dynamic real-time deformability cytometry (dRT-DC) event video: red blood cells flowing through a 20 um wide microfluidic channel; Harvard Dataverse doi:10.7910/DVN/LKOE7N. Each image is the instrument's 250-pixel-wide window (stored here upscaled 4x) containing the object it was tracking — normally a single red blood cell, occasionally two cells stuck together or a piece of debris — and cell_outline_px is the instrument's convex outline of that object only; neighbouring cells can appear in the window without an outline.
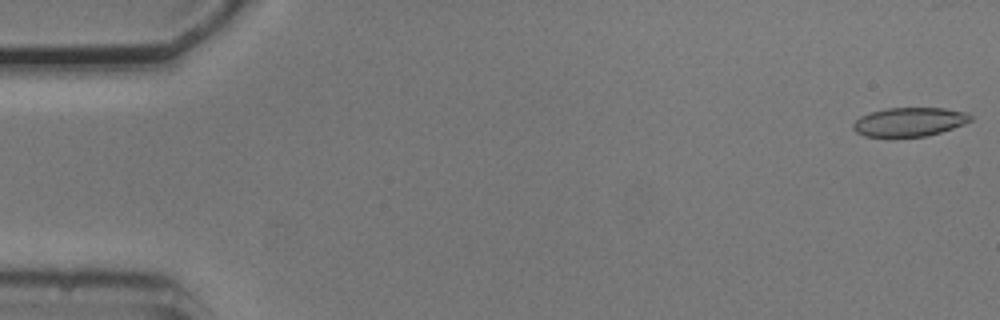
{"species": "common noctule bat (a hibernating species)", "species_latin": "Nyctalus noctula", "temperature_condition": "cold", "stored_images_in_passage": 6, "camera_frame_rate_fps": 3000, "um_per_image_px": 0.085, "animal": {"sex": "male", "body_mass_g": 20.5, "forearm_length_mm": 52.5}, "frame": {"image": 1, "passage_image": 1, "time_ms": 0.0, "image_size_px": [1000, 320], "cell_outline_px": [[972, 120], [964, 124], [940, 132], [924, 136], [864, 136], [856, 132], [852, 128], [852, 124], [860, 116], [884, 108], [944, 108], [968, 112], [972, 116]], "centroid_in_image_um": [77.3, 10.35], "position_along_channel_um": 7.7, "area_um2": 19.65}}
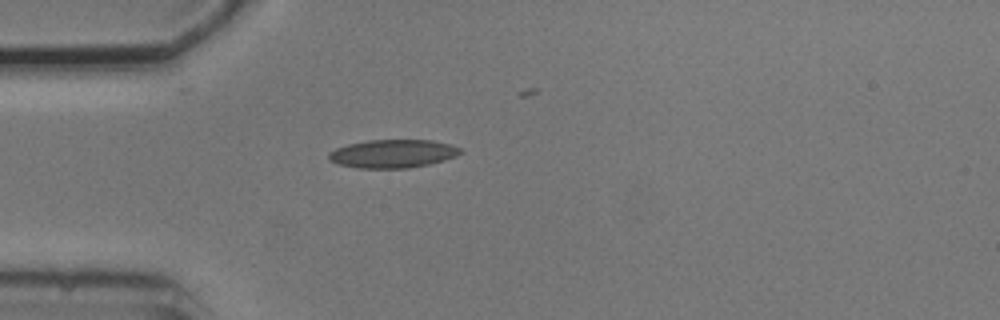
{"frame": {"image": 2, "passage_image": 5, "time_ms": 4.667, "image_size_px": [1000, 320], "cell_outline_px": [[464, 152], [456, 156], [444, 160], [428, 164], [408, 168], [356, 168], [340, 164], [328, 160], [328, 152], [336, 148], [348, 144], [368, 140], [432, 140], [448, 144], [460, 148]], "centroid_in_image_um": [33.37, 13.06], "position_along_channel_um": 51.6, "area_um2": 21.68}}